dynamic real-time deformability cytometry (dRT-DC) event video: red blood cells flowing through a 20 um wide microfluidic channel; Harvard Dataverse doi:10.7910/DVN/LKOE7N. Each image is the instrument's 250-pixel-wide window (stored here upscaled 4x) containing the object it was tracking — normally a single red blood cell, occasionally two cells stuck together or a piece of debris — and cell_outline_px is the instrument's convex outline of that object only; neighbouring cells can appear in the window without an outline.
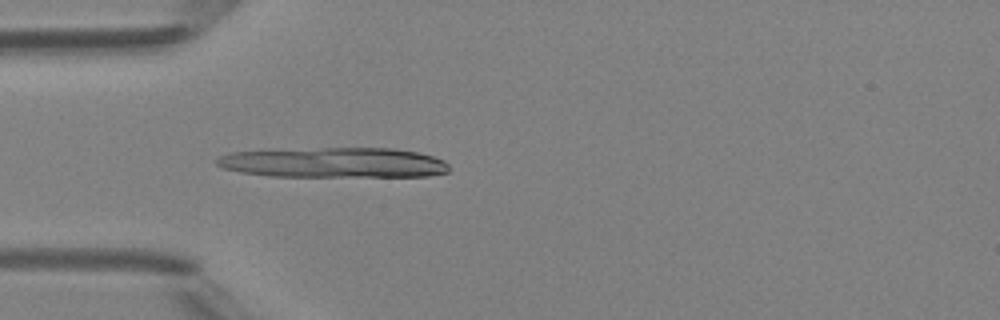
{"species": "Egyptian fruit bat (a non-hibernating species)", "species_latin": "Rousettus aegyptiacus", "temperature_condition": "room temperature", "stored_images_in_passage": 4, "camera_frame_rate_fps": 3000, "um_per_image_px": 0.085, "animal": {"sex": "female"}, "frame": {"image": 1, "passage_image": 2, "time_ms": 0.333, "image_size_px": [1000, 320], "cell_outline_px": [[448, 172], [428, 176], [268, 176], [240, 172], [224, 168], [216, 164], [216, 160], [220, 156], [228, 152], [324, 148], [392, 148], [416, 152], [432, 156], [444, 160], [448, 164]], "centroid_in_image_um": [28.38, 13.82], "position_along_channel_um": 56.6, "area_um2": 40.63}}